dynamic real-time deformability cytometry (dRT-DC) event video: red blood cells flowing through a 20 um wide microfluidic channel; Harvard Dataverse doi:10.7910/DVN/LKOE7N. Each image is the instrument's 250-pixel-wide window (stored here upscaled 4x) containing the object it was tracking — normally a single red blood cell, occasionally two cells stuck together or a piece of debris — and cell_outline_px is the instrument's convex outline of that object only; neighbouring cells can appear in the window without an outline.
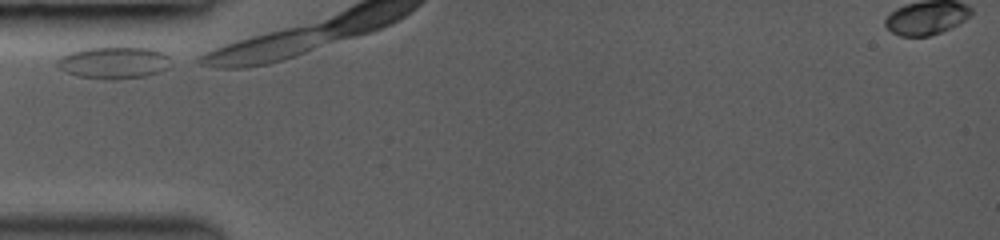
{"species": "common noctule bat (a hibernating species)", "species_latin": "Nyctalus noctula", "temperature_condition": "room temperature", "stored_images_in_passage": 4, "camera_frame_rate_fps": 3000, "um_per_image_px": 0.085, "animal": {"sex": "female", "body_mass_g": 19.0, "forearm_length_mm": 53.3}, "frame": {"image": 1, "passage_image": 1, "time_ms": 0.0, "image_size_px": [1000, 240], "cell_outline_px": [[172, 64], [168, 68], [160, 72], [144, 76], [116, 80], [108, 80], [76, 76], [60, 68], [56, 64], [56, 60], [60, 56], [84, 48], [112, 44], [120, 44], [152, 48], [164, 52], [168, 56]], "centroid_in_image_um": [9.72, 5.27], "position_along_channel_um": 75.3, "area_um2": 22.37}}